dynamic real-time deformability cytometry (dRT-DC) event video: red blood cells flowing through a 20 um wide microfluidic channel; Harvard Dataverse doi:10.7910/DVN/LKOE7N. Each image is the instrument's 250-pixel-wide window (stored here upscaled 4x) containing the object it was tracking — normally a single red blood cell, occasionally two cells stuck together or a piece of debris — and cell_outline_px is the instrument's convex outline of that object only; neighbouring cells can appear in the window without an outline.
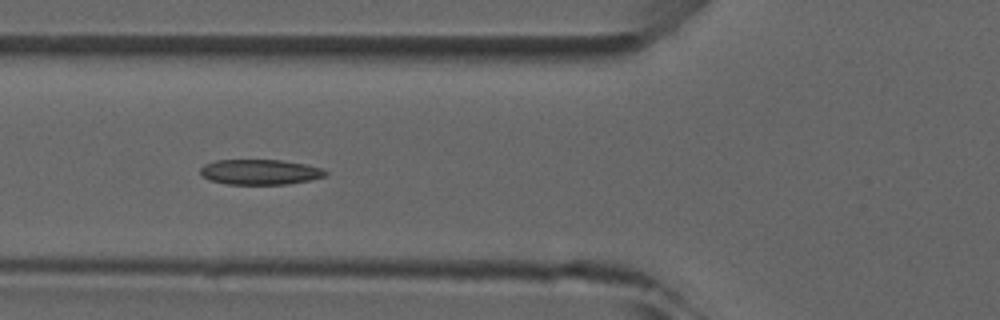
{"species": "common noctule bat (a hibernating species)", "species_latin": "Nyctalus noctula", "temperature_condition": "room temperature", "stored_images_in_passage": 7, "camera_frame_rate_fps": 3000, "um_per_image_px": 0.085, "animal": {"sex": "male", "forearm_length_mm": 52.5}, "frame": {"image": 1, "passage_image": 6, "time_ms": 6.0, "image_size_px": [1000, 320], "cell_outline_px": [[328, 172], [324, 176], [308, 180], [288, 184], [224, 184], [208, 180], [200, 176], [200, 168], [204, 164], [216, 160], [280, 160], [304, 164], [324, 168]], "centroid_in_image_um": [22.05, 14.62], "position_along_channel_um": 103.8, "area_um2": 18.5}}
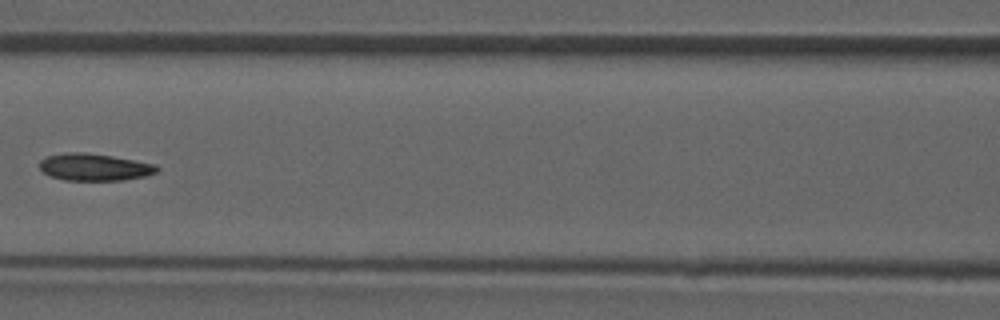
{"frame": {"image": 2, "passage_image": 7, "time_ms": 7.333, "image_size_px": [1000, 320], "cell_outline_px": [[160, 168], [156, 172], [144, 176], [124, 180], [64, 180], [48, 176], [40, 168], [40, 160], [48, 156], [64, 152], [84, 152], [112, 156], [156, 164]], "centroid_in_image_um": [8.01, 14.2], "position_along_channel_um": 158.6, "area_um2": 18.55}}